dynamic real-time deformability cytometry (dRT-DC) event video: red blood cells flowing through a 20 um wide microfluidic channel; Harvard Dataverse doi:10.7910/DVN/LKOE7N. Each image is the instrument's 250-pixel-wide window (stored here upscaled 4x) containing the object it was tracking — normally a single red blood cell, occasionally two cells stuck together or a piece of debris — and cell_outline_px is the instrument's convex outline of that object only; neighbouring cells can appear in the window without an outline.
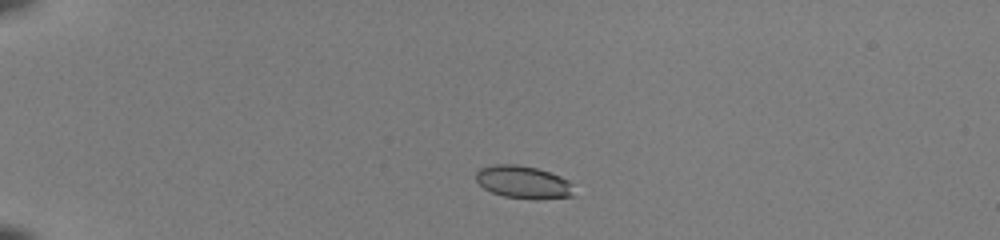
{"species": "common noctule bat (a hibernating species)", "species_latin": "Nyctalus noctula", "temperature_condition": "room temperature", "stored_images_in_passage": 39, "camera_frame_rate_fps": 3000, "um_per_image_px": 0.085, "animal": {"sex": "female", "body_mass_g": 22.0, "forearm_length_mm": 56.7}, "frame": {"image": 1, "passage_image": 1, "time_ms": 0.0, "image_size_px": [1000, 240], "cell_outline_px": [[576, 196], [536, 200], [504, 196], [492, 192], [484, 188], [476, 180], [476, 172], [480, 168], [496, 164], [516, 164], [536, 168], [560, 176], [568, 180]], "centroid_in_image_um": [44.49, 15.49], "position_along_channel_um": 40.5, "area_um2": 18.67}}
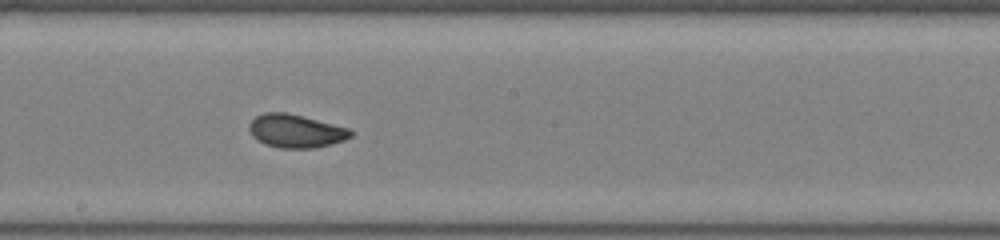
{"frame": {"image": 2, "passage_image": 19, "time_ms": 6.0, "image_size_px": [1000, 240], "cell_outline_px": [[352, 136], [344, 140], [332, 144], [316, 148], [280, 148], [264, 144], [256, 140], [252, 136], [248, 128], [248, 124], [256, 116], [264, 112], [284, 112], [348, 128], [352, 132]], "centroid_in_image_um": [25.09, 11.15], "position_along_channel_um": 223.1, "area_um2": 19.59}}
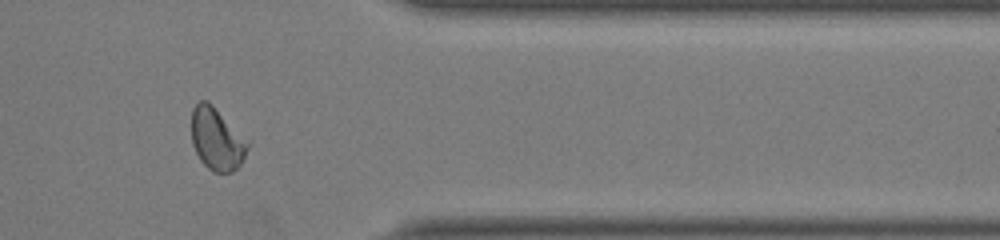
{"frame": {"image": 3, "passage_image": 32, "time_ms": 10.333, "image_size_px": [1000, 240], "cell_outline_px": [[248, 148], [240, 164], [232, 172], [212, 172], [200, 160], [192, 144], [192, 108], [200, 100], [208, 100], [212, 104], [248, 144]], "centroid_in_image_um": [18.37, 11.83], "position_along_channel_um": 393.0, "area_um2": 19.77}, "authors_computed_cell_mechanics": {"area_um2": 19.652, "velocity_mm_per_s": 4.0814, "shape_relaxation_time_tau1_ms": 3.7008, "shape_relaxation_time_tau2_ms": 0.8637, "deformation_change_tau1": 0.1361, "deformation_change_tau2": 0.0584}}